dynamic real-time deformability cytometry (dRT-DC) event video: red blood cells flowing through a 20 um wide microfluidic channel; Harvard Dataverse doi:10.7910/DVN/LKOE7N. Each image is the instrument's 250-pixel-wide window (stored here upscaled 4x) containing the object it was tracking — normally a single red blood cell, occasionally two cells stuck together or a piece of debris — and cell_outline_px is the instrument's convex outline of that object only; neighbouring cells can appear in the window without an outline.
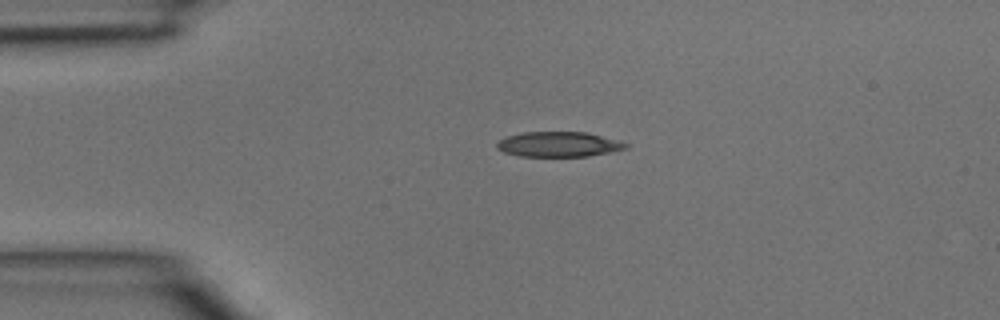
{"species": "common noctule bat (a hibernating species)", "species_latin": "Nyctalus noctula", "temperature_condition": "room temperature", "stored_images_in_passage": 2, "camera_frame_rate_fps": 3000, "um_per_image_px": 0.085, "animal": {"sex": "male", "body_mass_g": 15.6}, "frame": {"image": 1, "passage_image": 1, "time_ms": 0.0, "image_size_px": [1000, 320], "cell_outline_px": [[632, 144], [628, 148], [612, 152], [588, 156], [520, 156], [504, 152], [496, 148], [496, 144], [504, 136], [524, 132], [588, 132], [620, 140]], "centroid_in_image_um": [47.55, 12.26], "position_along_channel_um": 37.5, "area_um2": 19.13}}
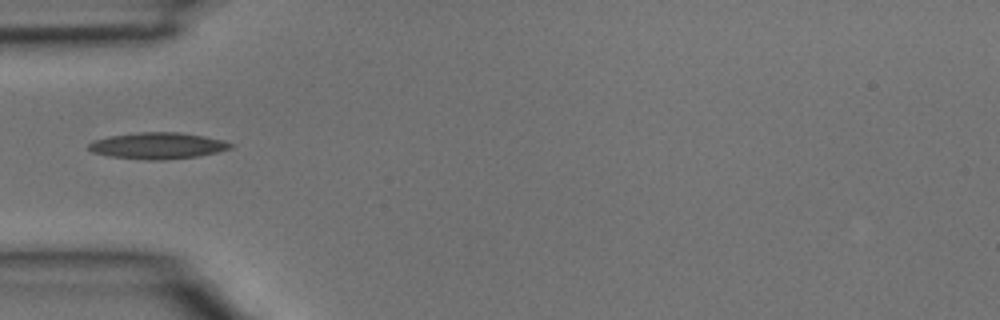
{"frame": {"image": 2, "passage_image": 2, "time_ms": 0.333, "image_size_px": [1000, 320], "cell_outline_px": [[236, 144], [232, 148], [200, 156], [164, 160], [148, 160], [112, 156], [92, 152], [88, 148], [88, 144], [92, 140], [108, 136], [140, 132], [180, 132], [204, 136], [224, 140]], "centroid_in_image_um": [13.44, 12.38], "position_along_channel_um": 71.6, "area_um2": 21.96}}